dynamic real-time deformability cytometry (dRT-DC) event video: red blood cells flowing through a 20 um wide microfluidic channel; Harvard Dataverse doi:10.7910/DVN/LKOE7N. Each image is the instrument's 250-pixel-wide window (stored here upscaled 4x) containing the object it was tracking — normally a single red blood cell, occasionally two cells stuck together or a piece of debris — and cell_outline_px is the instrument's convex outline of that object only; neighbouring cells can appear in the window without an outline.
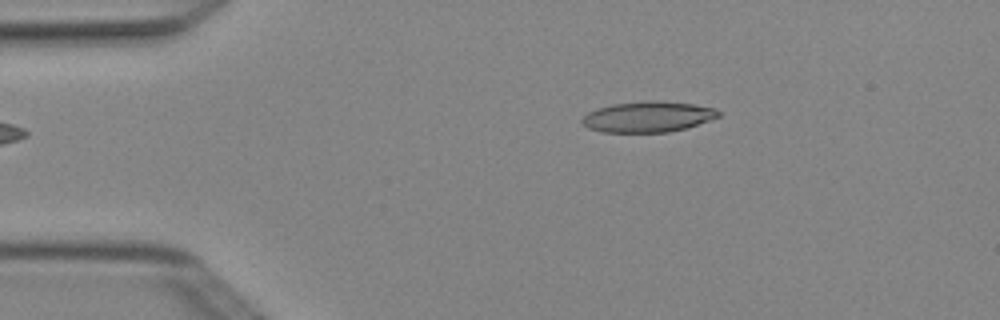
{"species": "Egyptian fruit bat (a non-hibernating species)", "species_latin": "Rousettus aegyptiacus", "temperature_condition": "cold", "stored_images_in_passage": 4, "camera_frame_rate_fps": 3000, "um_per_image_px": 0.085, "animal": {"sex": "female"}, "frame": {"image": 1, "passage_image": 4, "time_ms": 1.0, "image_size_px": [1000, 320], "cell_outline_px": [[720, 116], [684, 128], [668, 132], [600, 132], [588, 128], [580, 120], [588, 112], [596, 108], [612, 104], [648, 100], [656, 100], [692, 104], [712, 108], [720, 112]], "centroid_in_image_um": [55.01, 9.92], "position_along_channel_um": 30.0, "area_um2": 24.22}}